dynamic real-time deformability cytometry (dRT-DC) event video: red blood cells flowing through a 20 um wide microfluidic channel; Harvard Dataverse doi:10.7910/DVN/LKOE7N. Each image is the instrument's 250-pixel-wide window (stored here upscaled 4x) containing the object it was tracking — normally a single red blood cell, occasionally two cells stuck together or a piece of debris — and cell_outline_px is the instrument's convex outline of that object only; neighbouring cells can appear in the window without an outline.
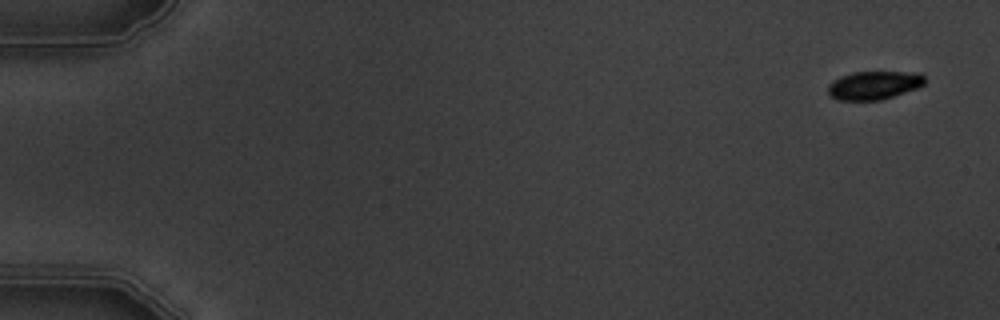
{"species": "common noctule bat (a hibernating species)", "species_latin": "Nyctalus noctula", "temperature_condition": "warm", "stored_images_in_passage": 6, "camera_frame_rate_fps": 3000, "um_per_image_px": 0.085, "animal": {"sex": "male", "body_mass_g": 19.5, "forearm_length_mm": 54.6}, "frame": {"image": 1, "passage_image": 1, "time_ms": 0.0, "image_size_px": [1000, 320], "cell_outline_px": [[924, 84], [920, 88], [880, 100], [836, 100], [828, 92], [828, 84], [832, 80], [840, 76], [852, 72], [920, 72], [924, 76]], "centroid_in_image_um": [74.3, 7.24], "position_along_channel_um": 10.7, "area_um2": 16.18}}